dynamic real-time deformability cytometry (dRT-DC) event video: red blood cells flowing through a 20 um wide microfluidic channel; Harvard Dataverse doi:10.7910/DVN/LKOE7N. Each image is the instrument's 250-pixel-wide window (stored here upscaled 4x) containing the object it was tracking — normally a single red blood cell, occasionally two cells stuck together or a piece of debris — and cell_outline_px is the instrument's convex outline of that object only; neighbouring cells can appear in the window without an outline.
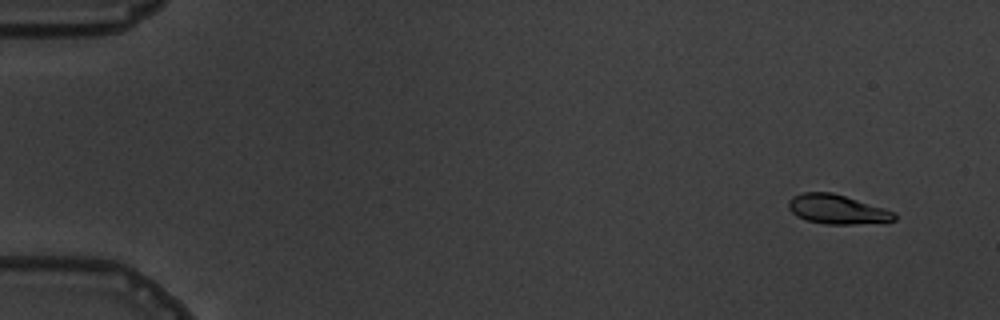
{"species": "common noctule bat (a hibernating species)", "species_latin": "Nyctalus noctula", "temperature_condition": "warm", "stored_images_in_passage": 6, "camera_frame_rate_fps": 3000, "um_per_image_px": 0.085, "animal": {"sex": "male", "body_mass_g": 19.5, "forearm_length_mm": 54.6}, "frame": {"image": 1, "passage_image": 1, "time_ms": 0.0, "image_size_px": [1000, 320], "cell_outline_px": [[896, 220], [888, 224], [824, 224], [808, 220], [796, 216], [788, 208], [788, 200], [792, 196], [804, 192], [832, 192], [884, 208], [896, 212]], "centroid_in_image_um": [71.22, 17.81], "position_along_channel_um": 13.8, "area_um2": 18.5}}